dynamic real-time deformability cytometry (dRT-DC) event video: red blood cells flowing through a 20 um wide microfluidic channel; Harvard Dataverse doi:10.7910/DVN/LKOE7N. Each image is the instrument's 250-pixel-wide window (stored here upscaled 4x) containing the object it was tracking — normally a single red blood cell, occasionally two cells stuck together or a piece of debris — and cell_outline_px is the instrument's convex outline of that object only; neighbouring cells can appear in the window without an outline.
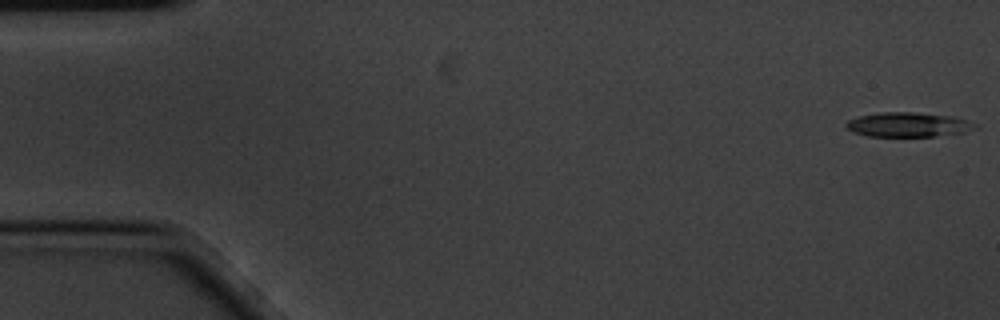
{"species": "common noctule bat (a hibernating species)", "species_latin": "Nyctalus noctula", "temperature_condition": "cold", "stored_images_in_passage": 9, "camera_frame_rate_fps": 3000, "um_per_image_px": 0.085, "animal": {"sex": "male", "body_mass_g": 20.1, "forearm_length_mm": 53.5}, "frame": {"image": 1, "passage_image": 1, "time_ms": 0.0, "image_size_px": [1000, 320], "cell_outline_px": [[976, 128], [964, 132], [936, 136], [868, 136], [852, 132], [844, 124], [848, 120], [860, 116], [880, 112], [912, 112], [948, 116], [968, 120], [976, 124]], "centroid_in_image_um": [77.16, 10.6], "position_along_channel_um": 7.8, "area_um2": 18.21}}
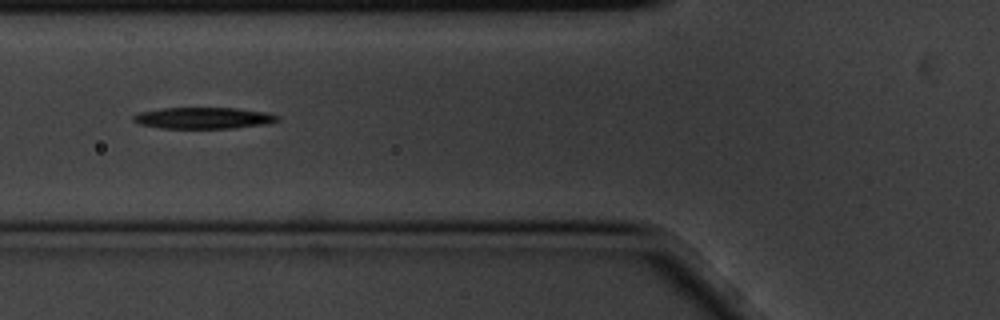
{"frame": {"image": 2, "passage_image": 7, "time_ms": 2.0, "image_size_px": [1000, 320], "cell_outline_px": [[280, 120], [260, 124], [232, 128], [160, 128], [140, 124], [132, 120], [132, 116], [140, 112], [160, 108], [236, 108], [268, 112], [280, 116]], "centroid_in_image_um": [17.27, 10.02], "position_along_channel_um": 108.5, "area_um2": 17.86}}
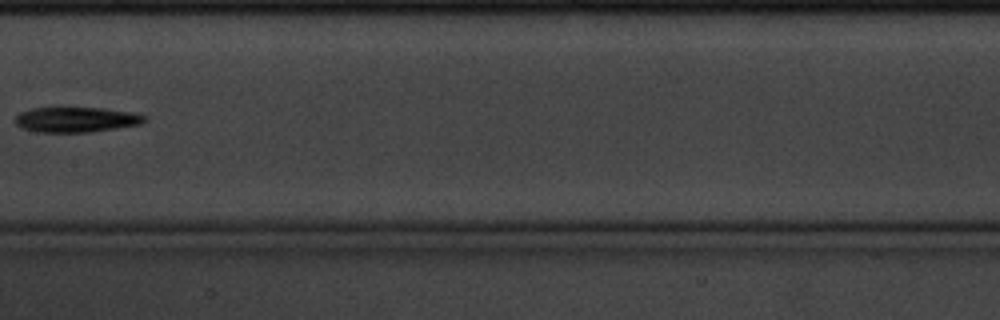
{"frame": {"image": 3, "passage_image": 9, "time_ms": 2.667, "image_size_px": [1000, 320], "cell_outline_px": [[148, 120], [144, 124], [88, 132], [40, 132], [20, 128], [16, 124], [16, 116], [20, 112], [32, 108], [104, 108], [132, 112], [148, 116]], "centroid_in_image_um": [6.53, 10.16], "position_along_channel_um": 200.9, "area_um2": 19.07}}